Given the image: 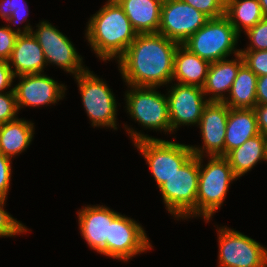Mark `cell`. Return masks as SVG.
<instances>
[{"label":"cell","instance_id":"obj_1","mask_svg":"<svg viewBox=\"0 0 267 267\" xmlns=\"http://www.w3.org/2000/svg\"><path fill=\"white\" fill-rule=\"evenodd\" d=\"M178 45L159 33L138 34L117 59L124 82L129 86L149 87L172 83Z\"/></svg>","mask_w":267,"mask_h":267},{"label":"cell","instance_id":"obj_2","mask_svg":"<svg viewBox=\"0 0 267 267\" xmlns=\"http://www.w3.org/2000/svg\"><path fill=\"white\" fill-rule=\"evenodd\" d=\"M137 35L116 0H108L90 18L86 29V38L91 48L103 61L119 59Z\"/></svg>","mask_w":267,"mask_h":267},{"label":"cell","instance_id":"obj_3","mask_svg":"<svg viewBox=\"0 0 267 267\" xmlns=\"http://www.w3.org/2000/svg\"><path fill=\"white\" fill-rule=\"evenodd\" d=\"M131 129L127 127L126 131L144 156L158 187L193 156L190 145L149 137Z\"/></svg>","mask_w":267,"mask_h":267},{"label":"cell","instance_id":"obj_4","mask_svg":"<svg viewBox=\"0 0 267 267\" xmlns=\"http://www.w3.org/2000/svg\"><path fill=\"white\" fill-rule=\"evenodd\" d=\"M205 168L199 157V180L196 198V216L207 222L225 200L229 184L238 179L225 156H210ZM202 164V165H201Z\"/></svg>","mask_w":267,"mask_h":267},{"label":"cell","instance_id":"obj_5","mask_svg":"<svg viewBox=\"0 0 267 267\" xmlns=\"http://www.w3.org/2000/svg\"><path fill=\"white\" fill-rule=\"evenodd\" d=\"M239 34L224 15L209 19L196 33L183 44L192 53L209 63L226 59L230 54H239L235 49Z\"/></svg>","mask_w":267,"mask_h":267},{"label":"cell","instance_id":"obj_6","mask_svg":"<svg viewBox=\"0 0 267 267\" xmlns=\"http://www.w3.org/2000/svg\"><path fill=\"white\" fill-rule=\"evenodd\" d=\"M198 180L199 157L193 155L159 187L166 210L173 217H196Z\"/></svg>","mask_w":267,"mask_h":267},{"label":"cell","instance_id":"obj_7","mask_svg":"<svg viewBox=\"0 0 267 267\" xmlns=\"http://www.w3.org/2000/svg\"><path fill=\"white\" fill-rule=\"evenodd\" d=\"M75 80L78 82L82 104L92 122V126H106L117 129L116 99L111 89L103 82V79H99L92 71L87 69L75 76Z\"/></svg>","mask_w":267,"mask_h":267},{"label":"cell","instance_id":"obj_8","mask_svg":"<svg viewBox=\"0 0 267 267\" xmlns=\"http://www.w3.org/2000/svg\"><path fill=\"white\" fill-rule=\"evenodd\" d=\"M128 87L131 90H127L125 100L131 117L147 129L171 132L167 96L157 92L156 87Z\"/></svg>","mask_w":267,"mask_h":267},{"label":"cell","instance_id":"obj_9","mask_svg":"<svg viewBox=\"0 0 267 267\" xmlns=\"http://www.w3.org/2000/svg\"><path fill=\"white\" fill-rule=\"evenodd\" d=\"M218 232L219 267H267V248L234 229Z\"/></svg>","mask_w":267,"mask_h":267},{"label":"cell","instance_id":"obj_10","mask_svg":"<svg viewBox=\"0 0 267 267\" xmlns=\"http://www.w3.org/2000/svg\"><path fill=\"white\" fill-rule=\"evenodd\" d=\"M36 31L31 33L41 46L48 63H53L74 77L87 70L82 66V57L76 52L72 42L48 21H41Z\"/></svg>","mask_w":267,"mask_h":267},{"label":"cell","instance_id":"obj_11","mask_svg":"<svg viewBox=\"0 0 267 267\" xmlns=\"http://www.w3.org/2000/svg\"><path fill=\"white\" fill-rule=\"evenodd\" d=\"M208 20L205 14L182 0H168L161 7L158 33L179 44H184Z\"/></svg>","mask_w":267,"mask_h":267},{"label":"cell","instance_id":"obj_12","mask_svg":"<svg viewBox=\"0 0 267 267\" xmlns=\"http://www.w3.org/2000/svg\"><path fill=\"white\" fill-rule=\"evenodd\" d=\"M150 248L152 246L145 230L135 220L119 214L110 223L107 256L128 261Z\"/></svg>","mask_w":267,"mask_h":267},{"label":"cell","instance_id":"obj_13","mask_svg":"<svg viewBox=\"0 0 267 267\" xmlns=\"http://www.w3.org/2000/svg\"><path fill=\"white\" fill-rule=\"evenodd\" d=\"M203 88L179 83L171 86L167 100L171 133L181 125H195L200 122L203 110L209 100L204 99Z\"/></svg>","mask_w":267,"mask_h":267},{"label":"cell","instance_id":"obj_14","mask_svg":"<svg viewBox=\"0 0 267 267\" xmlns=\"http://www.w3.org/2000/svg\"><path fill=\"white\" fill-rule=\"evenodd\" d=\"M228 115L229 107L224 102H208L203 110L200 122L198 123L204 145L203 148L190 146L193 155L203 157V155L207 153L205 157L224 156L225 131Z\"/></svg>","mask_w":267,"mask_h":267},{"label":"cell","instance_id":"obj_15","mask_svg":"<svg viewBox=\"0 0 267 267\" xmlns=\"http://www.w3.org/2000/svg\"><path fill=\"white\" fill-rule=\"evenodd\" d=\"M20 81L13 87L18 111L23 106L39 107L55 104L65 95V86L41 74H25L17 76Z\"/></svg>","mask_w":267,"mask_h":267},{"label":"cell","instance_id":"obj_16","mask_svg":"<svg viewBox=\"0 0 267 267\" xmlns=\"http://www.w3.org/2000/svg\"><path fill=\"white\" fill-rule=\"evenodd\" d=\"M78 213L79 229L91 249L107 256L110 223L119 215L105 206H85Z\"/></svg>","mask_w":267,"mask_h":267},{"label":"cell","instance_id":"obj_17","mask_svg":"<svg viewBox=\"0 0 267 267\" xmlns=\"http://www.w3.org/2000/svg\"><path fill=\"white\" fill-rule=\"evenodd\" d=\"M8 64L14 78L20 75L44 72L43 69L47 66L44 52L31 32L18 35ZM11 64L13 65L11 66ZM13 66L15 70L12 69Z\"/></svg>","mask_w":267,"mask_h":267},{"label":"cell","instance_id":"obj_18","mask_svg":"<svg viewBox=\"0 0 267 267\" xmlns=\"http://www.w3.org/2000/svg\"><path fill=\"white\" fill-rule=\"evenodd\" d=\"M243 64V58L240 53L236 55L235 59H222L210 63L206 82L203 86L205 95L212 94L208 98L209 101H224L226 98L225 92H230L238 70Z\"/></svg>","mask_w":267,"mask_h":267},{"label":"cell","instance_id":"obj_19","mask_svg":"<svg viewBox=\"0 0 267 267\" xmlns=\"http://www.w3.org/2000/svg\"><path fill=\"white\" fill-rule=\"evenodd\" d=\"M258 134H260V131L254 109L229 108L225 131L224 156Z\"/></svg>","mask_w":267,"mask_h":267},{"label":"cell","instance_id":"obj_20","mask_svg":"<svg viewBox=\"0 0 267 267\" xmlns=\"http://www.w3.org/2000/svg\"><path fill=\"white\" fill-rule=\"evenodd\" d=\"M137 34L158 33L162 3L157 0H116Z\"/></svg>","mask_w":267,"mask_h":267},{"label":"cell","instance_id":"obj_21","mask_svg":"<svg viewBox=\"0 0 267 267\" xmlns=\"http://www.w3.org/2000/svg\"><path fill=\"white\" fill-rule=\"evenodd\" d=\"M210 63L179 44L174 55L172 80L179 84L203 88Z\"/></svg>","mask_w":267,"mask_h":267},{"label":"cell","instance_id":"obj_22","mask_svg":"<svg viewBox=\"0 0 267 267\" xmlns=\"http://www.w3.org/2000/svg\"><path fill=\"white\" fill-rule=\"evenodd\" d=\"M238 178L250 171L258 161H267V136L258 134L231 150L226 156Z\"/></svg>","mask_w":267,"mask_h":267},{"label":"cell","instance_id":"obj_23","mask_svg":"<svg viewBox=\"0 0 267 267\" xmlns=\"http://www.w3.org/2000/svg\"><path fill=\"white\" fill-rule=\"evenodd\" d=\"M34 123L15 119L0 124V152L10 158L23 152L31 144Z\"/></svg>","mask_w":267,"mask_h":267},{"label":"cell","instance_id":"obj_24","mask_svg":"<svg viewBox=\"0 0 267 267\" xmlns=\"http://www.w3.org/2000/svg\"><path fill=\"white\" fill-rule=\"evenodd\" d=\"M257 80L258 76L243 64L232 84L229 98L226 97L223 102L229 108L254 109L257 105Z\"/></svg>","mask_w":267,"mask_h":267},{"label":"cell","instance_id":"obj_25","mask_svg":"<svg viewBox=\"0 0 267 267\" xmlns=\"http://www.w3.org/2000/svg\"><path fill=\"white\" fill-rule=\"evenodd\" d=\"M225 16L239 35L264 18L259 0H226Z\"/></svg>","mask_w":267,"mask_h":267},{"label":"cell","instance_id":"obj_26","mask_svg":"<svg viewBox=\"0 0 267 267\" xmlns=\"http://www.w3.org/2000/svg\"><path fill=\"white\" fill-rule=\"evenodd\" d=\"M20 28L13 30L10 25L0 27V59L8 61L15 46L19 34H28L32 31L31 26L25 25L23 31Z\"/></svg>","mask_w":267,"mask_h":267},{"label":"cell","instance_id":"obj_27","mask_svg":"<svg viewBox=\"0 0 267 267\" xmlns=\"http://www.w3.org/2000/svg\"><path fill=\"white\" fill-rule=\"evenodd\" d=\"M0 17L15 25L23 22L28 17L26 4L20 0H0ZM27 12V13H26ZM18 21V22H17Z\"/></svg>","mask_w":267,"mask_h":267},{"label":"cell","instance_id":"obj_28","mask_svg":"<svg viewBox=\"0 0 267 267\" xmlns=\"http://www.w3.org/2000/svg\"><path fill=\"white\" fill-rule=\"evenodd\" d=\"M250 39V45L240 51H267V18H263L254 27L245 31Z\"/></svg>","mask_w":267,"mask_h":267},{"label":"cell","instance_id":"obj_29","mask_svg":"<svg viewBox=\"0 0 267 267\" xmlns=\"http://www.w3.org/2000/svg\"><path fill=\"white\" fill-rule=\"evenodd\" d=\"M6 198H0V237H13L28 229L4 210Z\"/></svg>","mask_w":267,"mask_h":267},{"label":"cell","instance_id":"obj_30","mask_svg":"<svg viewBox=\"0 0 267 267\" xmlns=\"http://www.w3.org/2000/svg\"><path fill=\"white\" fill-rule=\"evenodd\" d=\"M205 14L209 19L225 15L226 0H182Z\"/></svg>","mask_w":267,"mask_h":267},{"label":"cell","instance_id":"obj_31","mask_svg":"<svg viewBox=\"0 0 267 267\" xmlns=\"http://www.w3.org/2000/svg\"><path fill=\"white\" fill-rule=\"evenodd\" d=\"M244 64L258 77L267 75V51H240Z\"/></svg>","mask_w":267,"mask_h":267},{"label":"cell","instance_id":"obj_32","mask_svg":"<svg viewBox=\"0 0 267 267\" xmlns=\"http://www.w3.org/2000/svg\"><path fill=\"white\" fill-rule=\"evenodd\" d=\"M18 107L13 88L0 93V124L17 119Z\"/></svg>","mask_w":267,"mask_h":267},{"label":"cell","instance_id":"obj_33","mask_svg":"<svg viewBox=\"0 0 267 267\" xmlns=\"http://www.w3.org/2000/svg\"><path fill=\"white\" fill-rule=\"evenodd\" d=\"M11 158L0 152V198H7L11 181Z\"/></svg>","mask_w":267,"mask_h":267},{"label":"cell","instance_id":"obj_34","mask_svg":"<svg viewBox=\"0 0 267 267\" xmlns=\"http://www.w3.org/2000/svg\"><path fill=\"white\" fill-rule=\"evenodd\" d=\"M13 79L14 75L8 61L0 59V93H4L5 89L11 87Z\"/></svg>","mask_w":267,"mask_h":267},{"label":"cell","instance_id":"obj_35","mask_svg":"<svg viewBox=\"0 0 267 267\" xmlns=\"http://www.w3.org/2000/svg\"><path fill=\"white\" fill-rule=\"evenodd\" d=\"M254 110L260 134L267 136V105L257 104Z\"/></svg>","mask_w":267,"mask_h":267},{"label":"cell","instance_id":"obj_36","mask_svg":"<svg viewBox=\"0 0 267 267\" xmlns=\"http://www.w3.org/2000/svg\"><path fill=\"white\" fill-rule=\"evenodd\" d=\"M256 97L257 104L267 105V75L258 77Z\"/></svg>","mask_w":267,"mask_h":267},{"label":"cell","instance_id":"obj_37","mask_svg":"<svg viewBox=\"0 0 267 267\" xmlns=\"http://www.w3.org/2000/svg\"><path fill=\"white\" fill-rule=\"evenodd\" d=\"M264 18H267V0H259Z\"/></svg>","mask_w":267,"mask_h":267},{"label":"cell","instance_id":"obj_38","mask_svg":"<svg viewBox=\"0 0 267 267\" xmlns=\"http://www.w3.org/2000/svg\"><path fill=\"white\" fill-rule=\"evenodd\" d=\"M157 1L160 2V3H162V4H164L168 0H157Z\"/></svg>","mask_w":267,"mask_h":267}]
</instances>
